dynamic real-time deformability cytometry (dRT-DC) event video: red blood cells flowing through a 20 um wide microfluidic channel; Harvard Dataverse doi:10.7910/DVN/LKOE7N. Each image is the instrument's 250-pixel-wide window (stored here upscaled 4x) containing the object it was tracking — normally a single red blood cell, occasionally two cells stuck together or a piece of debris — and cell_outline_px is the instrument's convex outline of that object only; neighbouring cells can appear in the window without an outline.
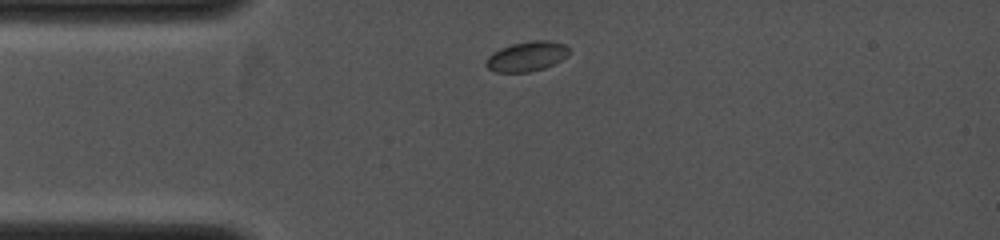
{"species": "common noctule bat (a hibernating species)", "species_latin": "Nyctalus noctula", "temperature_condition": "cold", "stored_images_in_passage": 11, "camera_frame_rate_fps": 4000, "um_per_image_px": 0.085, "animal": {"sex": "female", "body_mass_g": 19.0, "forearm_length_mm": 53.3}, "frame": {"image": 1, "passage_image": 1, "time_ms": 0.0, "image_size_px": [1000, 240], "cell_outline_px": [[568, 56], [544, 68], [528, 72], [496, 72], [488, 68], [484, 64], [484, 60], [492, 52], [500, 48], [512, 44], [532, 40], [552, 40], [564, 44], [568, 48]], "centroid_in_image_um": [44.74, 4.78], "position_along_channel_um": 40.3, "area_um2": 14.51}}
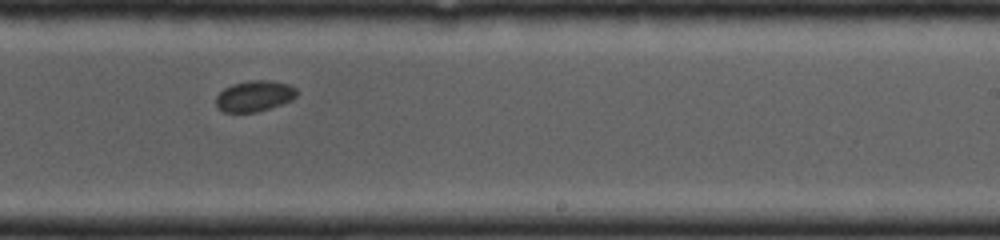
{"frame": {"image": 2, "passage_image": 7, "time_ms": 5.0, "image_size_px": [1000, 240], "cell_outline_px": [[296, 96], [292, 100], [256, 112], [224, 112], [216, 104], [216, 96], [224, 88], [236, 84], [252, 80], [268, 80], [288, 84], [296, 88]], "centroid_in_image_um": [21.63, 8.16], "position_along_channel_um": 267.4, "area_um2": 14.22}}
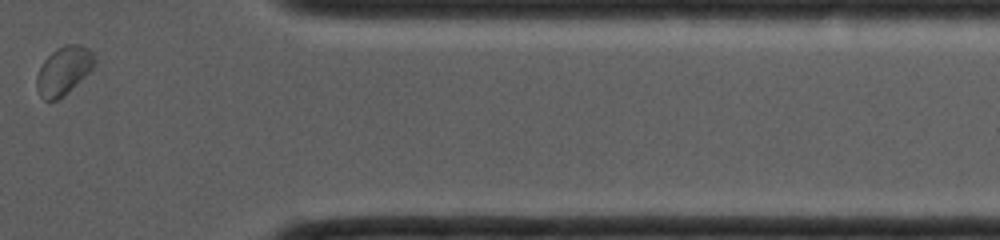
{"frame": {"image": 3, "passage_image": 11, "time_ms": 8.0, "image_size_px": [1000, 240], "cell_outline_px": [[92, 68], [84, 76], [56, 100], [44, 100], [40, 96], [36, 88], [36, 76], [44, 60], [56, 48], [64, 44], [80, 44], [88, 48], [92, 52]], "centroid_in_image_um": [5.35, 5.98], "position_along_channel_um": 406.1, "area_um2": 15.66}}